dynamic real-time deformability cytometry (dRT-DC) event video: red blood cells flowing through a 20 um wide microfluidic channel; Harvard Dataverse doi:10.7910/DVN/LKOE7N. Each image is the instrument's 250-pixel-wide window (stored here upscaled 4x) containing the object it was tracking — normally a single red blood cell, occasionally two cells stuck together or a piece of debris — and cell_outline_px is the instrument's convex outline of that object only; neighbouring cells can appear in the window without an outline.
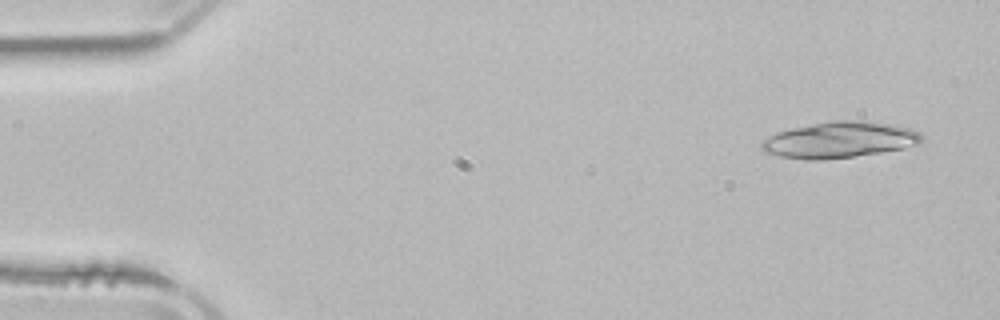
{"species": "common noctule bat (a hibernating species)", "species_latin": "Nyctalus noctula", "temperature_condition": "room temperature", "stored_images_in_passage": 5, "segment_of_instrument_passage": [1, 2], "camera_frame_rate_fps": 3000, "um_per_image_px": 0.085, "animal": {"sex": "male", "body_mass_g": 21.5, "forearm_length_mm": 52.0}, "frame": {"image": 1, "passage_image": 1, "time_ms": 0.0, "image_size_px": [1000, 320], "cell_outline_px": [[924, 140], [920, 144], [904, 148], [880, 152], [824, 160], [808, 160], [780, 156], [764, 152], [760, 148], [760, 144], [764, 140], [776, 132], [792, 128], [828, 120], [864, 120], [896, 124], [912, 128], [920, 132], [924, 136]], "centroid_in_image_um": [71.42, 11.87], "position_along_channel_um": 13.6, "area_um2": 34.16}}